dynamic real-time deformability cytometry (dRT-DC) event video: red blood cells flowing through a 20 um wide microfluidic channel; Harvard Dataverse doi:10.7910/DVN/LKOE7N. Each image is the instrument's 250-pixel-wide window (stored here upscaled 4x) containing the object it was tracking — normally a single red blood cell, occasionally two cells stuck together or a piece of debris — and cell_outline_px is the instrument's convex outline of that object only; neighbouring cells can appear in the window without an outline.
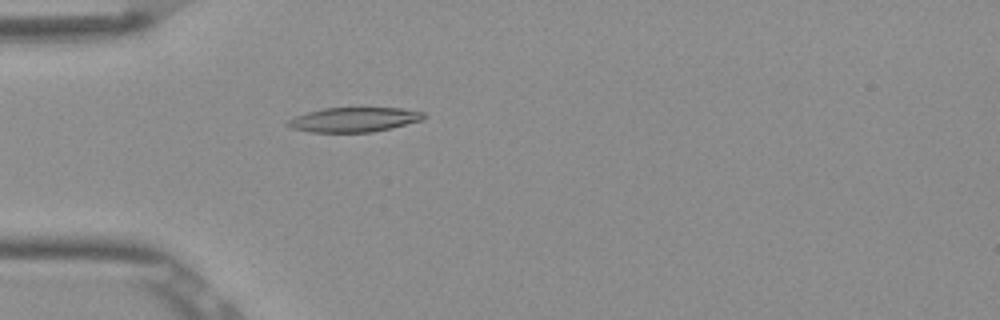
{"species": "Egyptian fruit bat (a non-hibernating species)", "species_latin": "Rousettus aegyptiacus", "temperature_condition": "room temperature", "stored_images_in_passage": 5, "camera_frame_rate_fps": 3000, "um_per_image_px": 0.085, "frame": {"image": 1, "passage_image": 5, "time_ms": 1.333, "image_size_px": [1000, 320], "cell_outline_px": [[428, 116], [420, 120], [392, 128], [372, 132], [308, 132], [292, 128], [284, 124], [288, 120], [296, 116], [308, 112], [324, 108], [400, 108], [424, 112]], "centroid_in_image_um": [30.08, 10.17], "position_along_channel_um": 54.9, "area_um2": 19.42}}